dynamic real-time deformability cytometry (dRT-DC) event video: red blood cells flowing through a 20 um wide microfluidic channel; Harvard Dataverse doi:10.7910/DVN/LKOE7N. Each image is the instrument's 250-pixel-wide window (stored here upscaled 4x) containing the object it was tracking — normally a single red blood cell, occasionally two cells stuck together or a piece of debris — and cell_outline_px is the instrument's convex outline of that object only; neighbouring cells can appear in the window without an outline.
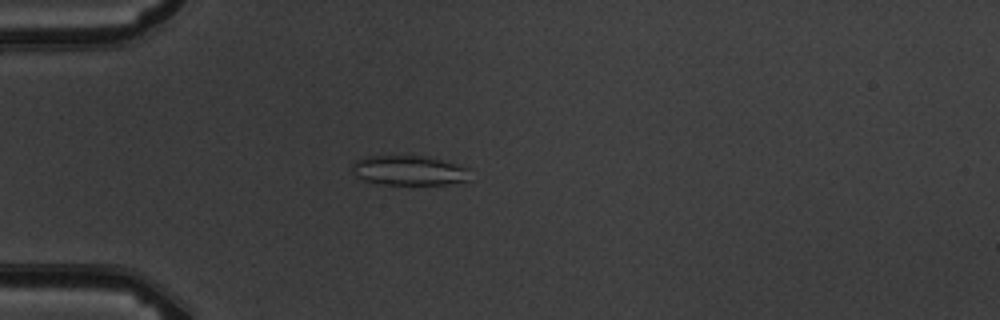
{"species": "common noctule bat (a hibernating species)", "species_latin": "Nyctalus noctula", "temperature_condition": "warm", "stored_images_in_passage": 6, "camera_frame_rate_fps": 3000, "um_per_image_px": 0.085, "animal": {"sex": "male", "body_mass_g": 19.5, "forearm_length_mm": 54.6}, "frame": {"image": 1, "passage_image": 5, "time_ms": 4.667, "image_size_px": [1000, 320], "cell_outline_px": [[468, 180], [444, 184], [380, 184], [364, 180], [356, 176], [352, 172], [352, 164], [356, 160], [368, 156], [428, 156], [456, 164], [468, 168]], "centroid_in_image_um": [34.72, 14.48], "position_along_channel_um": 50.3, "area_um2": 20.23}}